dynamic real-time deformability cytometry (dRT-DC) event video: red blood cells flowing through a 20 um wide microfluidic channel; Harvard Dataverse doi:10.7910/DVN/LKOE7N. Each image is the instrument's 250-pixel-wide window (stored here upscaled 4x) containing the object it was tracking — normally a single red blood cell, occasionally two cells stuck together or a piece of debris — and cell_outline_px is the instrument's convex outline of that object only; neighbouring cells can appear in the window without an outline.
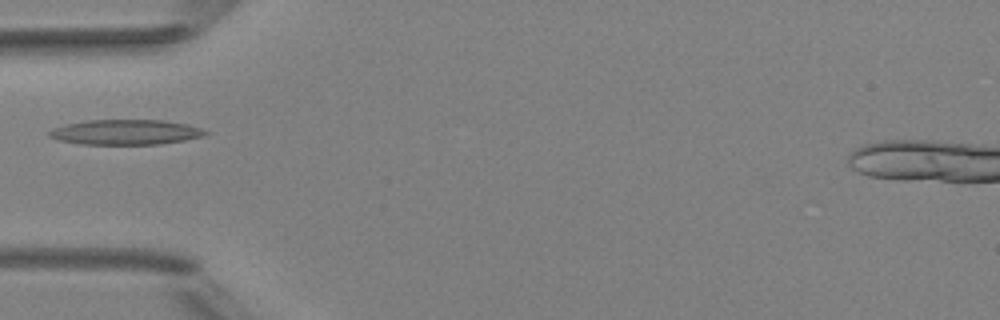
{"species": "Egyptian fruit bat (a non-hibernating species)", "species_latin": "Rousettus aegyptiacus", "temperature_condition": "room temperature", "stored_images_in_passage": 6, "camera_frame_rate_fps": 3000, "um_per_image_px": 0.085, "animal": {"sex": "female"}, "frame": {"image": 1, "passage_image": 5, "time_ms": 4.667, "image_size_px": [1000, 320], "cell_outline_px": [[208, 132], [204, 136], [184, 140], [160, 144], [80, 144], [60, 140], [48, 136], [48, 132], [52, 128], [68, 124], [88, 120], [164, 120], [188, 124], [200, 128]], "centroid_in_image_um": [10.69, 11.23], "position_along_channel_um": 74.3, "area_um2": 22.72}}
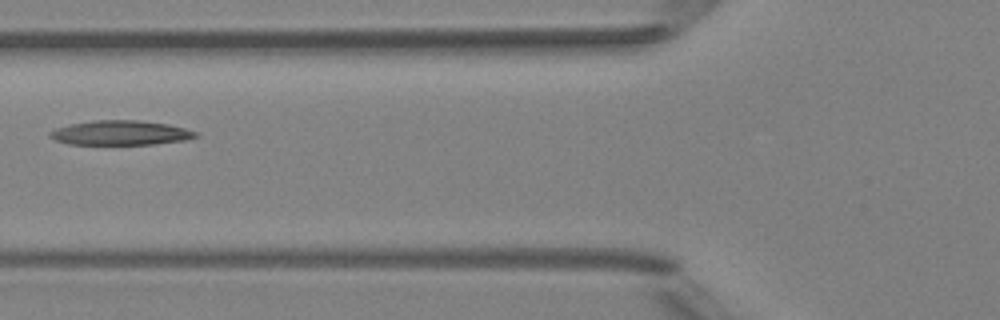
{"frame": {"image": 2, "passage_image": 6, "time_ms": 5.667, "image_size_px": [1000, 320], "cell_outline_px": [[200, 136], [184, 140], [152, 144], [68, 144], [56, 140], [48, 136], [48, 132], [56, 128], [68, 124], [92, 120], [140, 120], [168, 124], [200, 132]], "centroid_in_image_um": [10.24, 11.28], "position_along_channel_um": 115.6, "area_um2": 20.98}}